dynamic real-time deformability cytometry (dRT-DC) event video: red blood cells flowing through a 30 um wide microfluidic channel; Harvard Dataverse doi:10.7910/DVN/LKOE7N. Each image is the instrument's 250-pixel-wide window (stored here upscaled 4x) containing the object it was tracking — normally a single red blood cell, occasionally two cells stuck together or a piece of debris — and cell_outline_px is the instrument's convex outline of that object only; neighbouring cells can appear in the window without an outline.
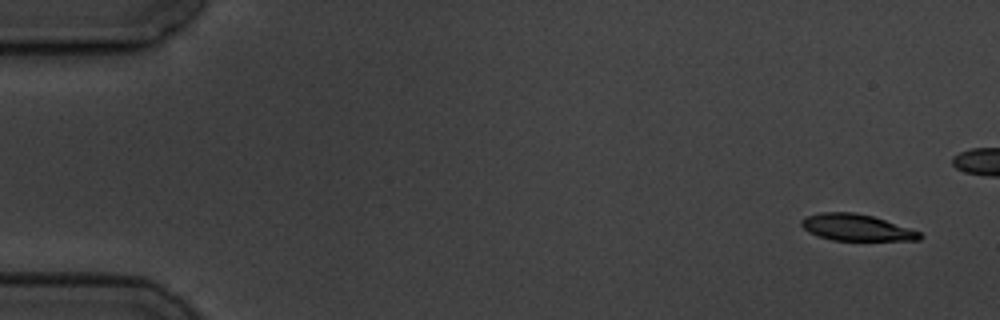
{"species": "common noctule bat (a hibernating species)", "species_latin": "Nyctalus noctula", "temperature_condition": "cold", "stored_images_in_passage": 6, "camera_frame_rate_fps": 3000, "um_per_image_px": 0.085, "animal": {"sex": "male", "body_mass_g": 19.5, "forearm_length_mm": 54.6}, "frame": {"image": 1, "passage_image": 1, "time_ms": 0.0, "image_size_px": [1000, 320], "cell_outline_px": [[924, 236], [920, 240], [832, 240], [808, 232], [800, 224], [800, 220], [808, 216], [820, 212], [856, 212], [872, 216], [920, 232]], "centroid_in_image_um": [72.78, 19.33], "position_along_channel_um": 12.2, "area_um2": 18.09}}